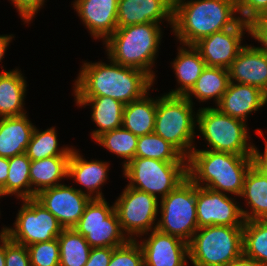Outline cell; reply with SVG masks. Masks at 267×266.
<instances>
[{
  "label": "cell",
  "mask_w": 267,
  "mask_h": 266,
  "mask_svg": "<svg viewBox=\"0 0 267 266\" xmlns=\"http://www.w3.org/2000/svg\"><path fill=\"white\" fill-rule=\"evenodd\" d=\"M108 62H83L73 96H109L126 105L150 92L155 80L149 74L111 59Z\"/></svg>",
  "instance_id": "obj_1"
},
{
  "label": "cell",
  "mask_w": 267,
  "mask_h": 266,
  "mask_svg": "<svg viewBox=\"0 0 267 266\" xmlns=\"http://www.w3.org/2000/svg\"><path fill=\"white\" fill-rule=\"evenodd\" d=\"M240 21L234 0H173L171 30L183 45H194L215 32L235 27Z\"/></svg>",
  "instance_id": "obj_2"
},
{
  "label": "cell",
  "mask_w": 267,
  "mask_h": 266,
  "mask_svg": "<svg viewBox=\"0 0 267 266\" xmlns=\"http://www.w3.org/2000/svg\"><path fill=\"white\" fill-rule=\"evenodd\" d=\"M251 155L196 149L187 158L188 178L199 187L240 197Z\"/></svg>",
  "instance_id": "obj_3"
},
{
  "label": "cell",
  "mask_w": 267,
  "mask_h": 266,
  "mask_svg": "<svg viewBox=\"0 0 267 266\" xmlns=\"http://www.w3.org/2000/svg\"><path fill=\"white\" fill-rule=\"evenodd\" d=\"M162 33L160 24L153 22L118 27L103 45L108 59L144 71L156 80L152 68L158 57Z\"/></svg>",
  "instance_id": "obj_4"
},
{
  "label": "cell",
  "mask_w": 267,
  "mask_h": 266,
  "mask_svg": "<svg viewBox=\"0 0 267 266\" xmlns=\"http://www.w3.org/2000/svg\"><path fill=\"white\" fill-rule=\"evenodd\" d=\"M193 107L194 104L185 96L165 93L157 97L153 132L173 145L185 158L195 148L197 113Z\"/></svg>",
  "instance_id": "obj_5"
},
{
  "label": "cell",
  "mask_w": 267,
  "mask_h": 266,
  "mask_svg": "<svg viewBox=\"0 0 267 266\" xmlns=\"http://www.w3.org/2000/svg\"><path fill=\"white\" fill-rule=\"evenodd\" d=\"M243 226L198 228L188 243L193 266H226L243 253Z\"/></svg>",
  "instance_id": "obj_6"
},
{
  "label": "cell",
  "mask_w": 267,
  "mask_h": 266,
  "mask_svg": "<svg viewBox=\"0 0 267 266\" xmlns=\"http://www.w3.org/2000/svg\"><path fill=\"white\" fill-rule=\"evenodd\" d=\"M197 130L207 141L206 149L238 155H252L254 144L249 142V127L246 122L221 113L216 107H199ZM250 138V139H249Z\"/></svg>",
  "instance_id": "obj_7"
},
{
  "label": "cell",
  "mask_w": 267,
  "mask_h": 266,
  "mask_svg": "<svg viewBox=\"0 0 267 266\" xmlns=\"http://www.w3.org/2000/svg\"><path fill=\"white\" fill-rule=\"evenodd\" d=\"M127 186L164 198L187 177V161H161L135 157L123 166Z\"/></svg>",
  "instance_id": "obj_8"
},
{
  "label": "cell",
  "mask_w": 267,
  "mask_h": 266,
  "mask_svg": "<svg viewBox=\"0 0 267 266\" xmlns=\"http://www.w3.org/2000/svg\"><path fill=\"white\" fill-rule=\"evenodd\" d=\"M156 229L189 243L198 229L196 185L187 177L174 190L159 200Z\"/></svg>",
  "instance_id": "obj_9"
},
{
  "label": "cell",
  "mask_w": 267,
  "mask_h": 266,
  "mask_svg": "<svg viewBox=\"0 0 267 266\" xmlns=\"http://www.w3.org/2000/svg\"><path fill=\"white\" fill-rule=\"evenodd\" d=\"M74 229L84 236L91 248H116L129 241L119 223L114 203L110 206L105 198L91 199Z\"/></svg>",
  "instance_id": "obj_10"
},
{
  "label": "cell",
  "mask_w": 267,
  "mask_h": 266,
  "mask_svg": "<svg viewBox=\"0 0 267 266\" xmlns=\"http://www.w3.org/2000/svg\"><path fill=\"white\" fill-rule=\"evenodd\" d=\"M22 202L14 226H3L0 233L3 232L12 241L26 247L58 238L64 228L57 218L35 198Z\"/></svg>",
  "instance_id": "obj_11"
},
{
  "label": "cell",
  "mask_w": 267,
  "mask_h": 266,
  "mask_svg": "<svg viewBox=\"0 0 267 266\" xmlns=\"http://www.w3.org/2000/svg\"><path fill=\"white\" fill-rule=\"evenodd\" d=\"M114 210L129 240H137V237L148 235L149 231L156 229L159 200L147 192L126 185L115 200Z\"/></svg>",
  "instance_id": "obj_12"
},
{
  "label": "cell",
  "mask_w": 267,
  "mask_h": 266,
  "mask_svg": "<svg viewBox=\"0 0 267 266\" xmlns=\"http://www.w3.org/2000/svg\"><path fill=\"white\" fill-rule=\"evenodd\" d=\"M241 205L229 194L196 185V212L198 228L222 225L243 226Z\"/></svg>",
  "instance_id": "obj_13"
},
{
  "label": "cell",
  "mask_w": 267,
  "mask_h": 266,
  "mask_svg": "<svg viewBox=\"0 0 267 266\" xmlns=\"http://www.w3.org/2000/svg\"><path fill=\"white\" fill-rule=\"evenodd\" d=\"M246 32L249 36V24L241 20L235 27L206 36L193 46L199 51L207 67L229 69L245 46L243 36Z\"/></svg>",
  "instance_id": "obj_14"
},
{
  "label": "cell",
  "mask_w": 267,
  "mask_h": 266,
  "mask_svg": "<svg viewBox=\"0 0 267 266\" xmlns=\"http://www.w3.org/2000/svg\"><path fill=\"white\" fill-rule=\"evenodd\" d=\"M34 198L57 218L64 229L77 225L91 200L74 186L64 183L41 191Z\"/></svg>",
  "instance_id": "obj_15"
},
{
  "label": "cell",
  "mask_w": 267,
  "mask_h": 266,
  "mask_svg": "<svg viewBox=\"0 0 267 266\" xmlns=\"http://www.w3.org/2000/svg\"><path fill=\"white\" fill-rule=\"evenodd\" d=\"M139 244L143 251L144 266H186L188 265V243L178 237L157 229L150 231ZM142 241V242H141Z\"/></svg>",
  "instance_id": "obj_16"
},
{
  "label": "cell",
  "mask_w": 267,
  "mask_h": 266,
  "mask_svg": "<svg viewBox=\"0 0 267 266\" xmlns=\"http://www.w3.org/2000/svg\"><path fill=\"white\" fill-rule=\"evenodd\" d=\"M119 0H74L73 9L92 38L104 42L117 27Z\"/></svg>",
  "instance_id": "obj_17"
},
{
  "label": "cell",
  "mask_w": 267,
  "mask_h": 266,
  "mask_svg": "<svg viewBox=\"0 0 267 266\" xmlns=\"http://www.w3.org/2000/svg\"><path fill=\"white\" fill-rule=\"evenodd\" d=\"M165 20L173 27V0H119L117 27L142 23L160 24Z\"/></svg>",
  "instance_id": "obj_18"
},
{
  "label": "cell",
  "mask_w": 267,
  "mask_h": 266,
  "mask_svg": "<svg viewBox=\"0 0 267 266\" xmlns=\"http://www.w3.org/2000/svg\"><path fill=\"white\" fill-rule=\"evenodd\" d=\"M109 167V162L104 160H86L79 150L73 148L68 162V178L84 187L86 190H78L91 199H104L101 187L109 178Z\"/></svg>",
  "instance_id": "obj_19"
},
{
  "label": "cell",
  "mask_w": 267,
  "mask_h": 266,
  "mask_svg": "<svg viewBox=\"0 0 267 266\" xmlns=\"http://www.w3.org/2000/svg\"><path fill=\"white\" fill-rule=\"evenodd\" d=\"M267 104V94L261 89L230 82L227 91L215 106L221 113L247 122L248 115Z\"/></svg>",
  "instance_id": "obj_20"
},
{
  "label": "cell",
  "mask_w": 267,
  "mask_h": 266,
  "mask_svg": "<svg viewBox=\"0 0 267 266\" xmlns=\"http://www.w3.org/2000/svg\"><path fill=\"white\" fill-rule=\"evenodd\" d=\"M230 82L247 84L267 94V54L245 45L229 67Z\"/></svg>",
  "instance_id": "obj_21"
},
{
  "label": "cell",
  "mask_w": 267,
  "mask_h": 266,
  "mask_svg": "<svg viewBox=\"0 0 267 266\" xmlns=\"http://www.w3.org/2000/svg\"><path fill=\"white\" fill-rule=\"evenodd\" d=\"M79 107L91 106V119L97 127L91 132L95 140L101 134L122 127L125 105L109 96H74Z\"/></svg>",
  "instance_id": "obj_22"
},
{
  "label": "cell",
  "mask_w": 267,
  "mask_h": 266,
  "mask_svg": "<svg viewBox=\"0 0 267 266\" xmlns=\"http://www.w3.org/2000/svg\"><path fill=\"white\" fill-rule=\"evenodd\" d=\"M34 128L27 114L0 118V156L10 158L24 154Z\"/></svg>",
  "instance_id": "obj_23"
},
{
  "label": "cell",
  "mask_w": 267,
  "mask_h": 266,
  "mask_svg": "<svg viewBox=\"0 0 267 266\" xmlns=\"http://www.w3.org/2000/svg\"><path fill=\"white\" fill-rule=\"evenodd\" d=\"M178 54L172 64L177 78L176 89L166 94L185 96L195 85L199 76L206 67V63L201 57L199 51L193 45L178 46Z\"/></svg>",
  "instance_id": "obj_24"
},
{
  "label": "cell",
  "mask_w": 267,
  "mask_h": 266,
  "mask_svg": "<svg viewBox=\"0 0 267 266\" xmlns=\"http://www.w3.org/2000/svg\"><path fill=\"white\" fill-rule=\"evenodd\" d=\"M27 82L21 70H2L0 73V118L27 114L24 100Z\"/></svg>",
  "instance_id": "obj_25"
},
{
  "label": "cell",
  "mask_w": 267,
  "mask_h": 266,
  "mask_svg": "<svg viewBox=\"0 0 267 266\" xmlns=\"http://www.w3.org/2000/svg\"><path fill=\"white\" fill-rule=\"evenodd\" d=\"M69 158L70 156H53L31 161V198L45 189L62 184L60 182L65 177L68 178Z\"/></svg>",
  "instance_id": "obj_26"
},
{
  "label": "cell",
  "mask_w": 267,
  "mask_h": 266,
  "mask_svg": "<svg viewBox=\"0 0 267 266\" xmlns=\"http://www.w3.org/2000/svg\"><path fill=\"white\" fill-rule=\"evenodd\" d=\"M240 197L245 199L247 206L246 210L241 207L245 221L267 220V177L253 166L246 173Z\"/></svg>",
  "instance_id": "obj_27"
},
{
  "label": "cell",
  "mask_w": 267,
  "mask_h": 266,
  "mask_svg": "<svg viewBox=\"0 0 267 266\" xmlns=\"http://www.w3.org/2000/svg\"><path fill=\"white\" fill-rule=\"evenodd\" d=\"M149 95L148 92L124 107L122 127L138 137L154 131L157 98L149 97Z\"/></svg>",
  "instance_id": "obj_28"
},
{
  "label": "cell",
  "mask_w": 267,
  "mask_h": 266,
  "mask_svg": "<svg viewBox=\"0 0 267 266\" xmlns=\"http://www.w3.org/2000/svg\"><path fill=\"white\" fill-rule=\"evenodd\" d=\"M230 83L229 70L220 67H205L195 85L185 95L192 103L193 99L199 102H207L214 99L215 106L220 102Z\"/></svg>",
  "instance_id": "obj_29"
},
{
  "label": "cell",
  "mask_w": 267,
  "mask_h": 266,
  "mask_svg": "<svg viewBox=\"0 0 267 266\" xmlns=\"http://www.w3.org/2000/svg\"><path fill=\"white\" fill-rule=\"evenodd\" d=\"M55 127L44 131L35 126L25 154L31 161L49 158L53 156H70L73 147L65 146L59 148L58 136Z\"/></svg>",
  "instance_id": "obj_30"
},
{
  "label": "cell",
  "mask_w": 267,
  "mask_h": 266,
  "mask_svg": "<svg viewBox=\"0 0 267 266\" xmlns=\"http://www.w3.org/2000/svg\"><path fill=\"white\" fill-rule=\"evenodd\" d=\"M60 246L59 266H85L91 246L74 228L63 229L58 236Z\"/></svg>",
  "instance_id": "obj_31"
},
{
  "label": "cell",
  "mask_w": 267,
  "mask_h": 266,
  "mask_svg": "<svg viewBox=\"0 0 267 266\" xmlns=\"http://www.w3.org/2000/svg\"><path fill=\"white\" fill-rule=\"evenodd\" d=\"M30 165L25 153L9 158L6 196L14 195L20 200L31 198Z\"/></svg>",
  "instance_id": "obj_32"
},
{
  "label": "cell",
  "mask_w": 267,
  "mask_h": 266,
  "mask_svg": "<svg viewBox=\"0 0 267 266\" xmlns=\"http://www.w3.org/2000/svg\"><path fill=\"white\" fill-rule=\"evenodd\" d=\"M243 254L267 266V220H249L243 225Z\"/></svg>",
  "instance_id": "obj_33"
},
{
  "label": "cell",
  "mask_w": 267,
  "mask_h": 266,
  "mask_svg": "<svg viewBox=\"0 0 267 266\" xmlns=\"http://www.w3.org/2000/svg\"><path fill=\"white\" fill-rule=\"evenodd\" d=\"M94 141L124 159L122 167L135 158L138 136L123 127L105 132Z\"/></svg>",
  "instance_id": "obj_34"
},
{
  "label": "cell",
  "mask_w": 267,
  "mask_h": 266,
  "mask_svg": "<svg viewBox=\"0 0 267 266\" xmlns=\"http://www.w3.org/2000/svg\"><path fill=\"white\" fill-rule=\"evenodd\" d=\"M135 157L161 161H187L173 145L156 133L139 136Z\"/></svg>",
  "instance_id": "obj_35"
},
{
  "label": "cell",
  "mask_w": 267,
  "mask_h": 266,
  "mask_svg": "<svg viewBox=\"0 0 267 266\" xmlns=\"http://www.w3.org/2000/svg\"><path fill=\"white\" fill-rule=\"evenodd\" d=\"M31 266H59L58 238L27 246Z\"/></svg>",
  "instance_id": "obj_36"
},
{
  "label": "cell",
  "mask_w": 267,
  "mask_h": 266,
  "mask_svg": "<svg viewBox=\"0 0 267 266\" xmlns=\"http://www.w3.org/2000/svg\"><path fill=\"white\" fill-rule=\"evenodd\" d=\"M108 266H144V256L138 240H129L113 250Z\"/></svg>",
  "instance_id": "obj_37"
},
{
  "label": "cell",
  "mask_w": 267,
  "mask_h": 266,
  "mask_svg": "<svg viewBox=\"0 0 267 266\" xmlns=\"http://www.w3.org/2000/svg\"><path fill=\"white\" fill-rule=\"evenodd\" d=\"M240 19L249 23L251 20L267 16V0H234Z\"/></svg>",
  "instance_id": "obj_38"
},
{
  "label": "cell",
  "mask_w": 267,
  "mask_h": 266,
  "mask_svg": "<svg viewBox=\"0 0 267 266\" xmlns=\"http://www.w3.org/2000/svg\"><path fill=\"white\" fill-rule=\"evenodd\" d=\"M5 266H31L27 247L12 241L6 235Z\"/></svg>",
  "instance_id": "obj_39"
},
{
  "label": "cell",
  "mask_w": 267,
  "mask_h": 266,
  "mask_svg": "<svg viewBox=\"0 0 267 266\" xmlns=\"http://www.w3.org/2000/svg\"><path fill=\"white\" fill-rule=\"evenodd\" d=\"M16 8L24 24H30L33 17L44 6L45 0H10Z\"/></svg>",
  "instance_id": "obj_40"
},
{
  "label": "cell",
  "mask_w": 267,
  "mask_h": 266,
  "mask_svg": "<svg viewBox=\"0 0 267 266\" xmlns=\"http://www.w3.org/2000/svg\"><path fill=\"white\" fill-rule=\"evenodd\" d=\"M248 24L251 38L261 43V46L257 48L267 54V16L251 20Z\"/></svg>",
  "instance_id": "obj_41"
},
{
  "label": "cell",
  "mask_w": 267,
  "mask_h": 266,
  "mask_svg": "<svg viewBox=\"0 0 267 266\" xmlns=\"http://www.w3.org/2000/svg\"><path fill=\"white\" fill-rule=\"evenodd\" d=\"M114 248L98 247L91 248L89 259L85 266H108Z\"/></svg>",
  "instance_id": "obj_42"
},
{
  "label": "cell",
  "mask_w": 267,
  "mask_h": 266,
  "mask_svg": "<svg viewBox=\"0 0 267 266\" xmlns=\"http://www.w3.org/2000/svg\"><path fill=\"white\" fill-rule=\"evenodd\" d=\"M265 149L261 152L255 145L252 151V166L258 170L262 175L267 177V140L264 137ZM260 151V152H259Z\"/></svg>",
  "instance_id": "obj_43"
},
{
  "label": "cell",
  "mask_w": 267,
  "mask_h": 266,
  "mask_svg": "<svg viewBox=\"0 0 267 266\" xmlns=\"http://www.w3.org/2000/svg\"><path fill=\"white\" fill-rule=\"evenodd\" d=\"M9 170V158L0 156V191L6 196V180L8 177Z\"/></svg>",
  "instance_id": "obj_44"
},
{
  "label": "cell",
  "mask_w": 267,
  "mask_h": 266,
  "mask_svg": "<svg viewBox=\"0 0 267 266\" xmlns=\"http://www.w3.org/2000/svg\"><path fill=\"white\" fill-rule=\"evenodd\" d=\"M226 266H263L260 263H258L256 260L246 256L245 254H241L239 257L232 260L228 265Z\"/></svg>",
  "instance_id": "obj_45"
},
{
  "label": "cell",
  "mask_w": 267,
  "mask_h": 266,
  "mask_svg": "<svg viewBox=\"0 0 267 266\" xmlns=\"http://www.w3.org/2000/svg\"><path fill=\"white\" fill-rule=\"evenodd\" d=\"M12 38H15L13 34L0 35V62L5 56V52L7 51V47H9V43H11L13 40Z\"/></svg>",
  "instance_id": "obj_46"
},
{
  "label": "cell",
  "mask_w": 267,
  "mask_h": 266,
  "mask_svg": "<svg viewBox=\"0 0 267 266\" xmlns=\"http://www.w3.org/2000/svg\"><path fill=\"white\" fill-rule=\"evenodd\" d=\"M0 266H5V234L0 233Z\"/></svg>",
  "instance_id": "obj_47"
}]
</instances>
